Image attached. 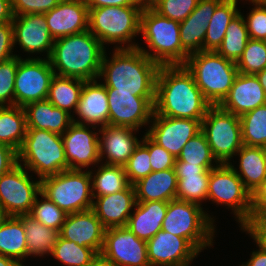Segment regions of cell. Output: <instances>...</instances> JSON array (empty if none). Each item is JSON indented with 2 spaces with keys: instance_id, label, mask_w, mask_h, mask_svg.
Instances as JSON below:
<instances>
[{
  "instance_id": "cell-25",
  "label": "cell",
  "mask_w": 266,
  "mask_h": 266,
  "mask_svg": "<svg viewBox=\"0 0 266 266\" xmlns=\"http://www.w3.org/2000/svg\"><path fill=\"white\" fill-rule=\"evenodd\" d=\"M94 199L97 201H93L92 210L106 229L126 226L136 204L135 188L130 184L117 193Z\"/></svg>"
},
{
  "instance_id": "cell-44",
  "label": "cell",
  "mask_w": 266,
  "mask_h": 266,
  "mask_svg": "<svg viewBox=\"0 0 266 266\" xmlns=\"http://www.w3.org/2000/svg\"><path fill=\"white\" fill-rule=\"evenodd\" d=\"M127 179L131 185L152 172L148 148L140 142L128 162L124 165Z\"/></svg>"
},
{
  "instance_id": "cell-48",
  "label": "cell",
  "mask_w": 266,
  "mask_h": 266,
  "mask_svg": "<svg viewBox=\"0 0 266 266\" xmlns=\"http://www.w3.org/2000/svg\"><path fill=\"white\" fill-rule=\"evenodd\" d=\"M253 5L245 20L249 38L266 41V5Z\"/></svg>"
},
{
  "instance_id": "cell-43",
  "label": "cell",
  "mask_w": 266,
  "mask_h": 266,
  "mask_svg": "<svg viewBox=\"0 0 266 266\" xmlns=\"http://www.w3.org/2000/svg\"><path fill=\"white\" fill-rule=\"evenodd\" d=\"M39 195L43 200L39 201L38 196L35 198L29 215L44 226L61 231L67 214L41 192Z\"/></svg>"
},
{
  "instance_id": "cell-9",
  "label": "cell",
  "mask_w": 266,
  "mask_h": 266,
  "mask_svg": "<svg viewBox=\"0 0 266 266\" xmlns=\"http://www.w3.org/2000/svg\"><path fill=\"white\" fill-rule=\"evenodd\" d=\"M89 170L67 169L41 180V193L66 214L92 209L93 196Z\"/></svg>"
},
{
  "instance_id": "cell-42",
  "label": "cell",
  "mask_w": 266,
  "mask_h": 266,
  "mask_svg": "<svg viewBox=\"0 0 266 266\" xmlns=\"http://www.w3.org/2000/svg\"><path fill=\"white\" fill-rule=\"evenodd\" d=\"M236 66L239 73L248 75L266 69V41L249 39Z\"/></svg>"
},
{
  "instance_id": "cell-56",
  "label": "cell",
  "mask_w": 266,
  "mask_h": 266,
  "mask_svg": "<svg viewBox=\"0 0 266 266\" xmlns=\"http://www.w3.org/2000/svg\"><path fill=\"white\" fill-rule=\"evenodd\" d=\"M11 0H0V25L13 21Z\"/></svg>"
},
{
  "instance_id": "cell-50",
  "label": "cell",
  "mask_w": 266,
  "mask_h": 266,
  "mask_svg": "<svg viewBox=\"0 0 266 266\" xmlns=\"http://www.w3.org/2000/svg\"><path fill=\"white\" fill-rule=\"evenodd\" d=\"M13 47L14 36L12 22L0 25V63L17 56L12 53Z\"/></svg>"
},
{
  "instance_id": "cell-40",
  "label": "cell",
  "mask_w": 266,
  "mask_h": 266,
  "mask_svg": "<svg viewBox=\"0 0 266 266\" xmlns=\"http://www.w3.org/2000/svg\"><path fill=\"white\" fill-rule=\"evenodd\" d=\"M50 255L62 262L64 266H86L99 254L94 249L86 246H79L75 242L59 236Z\"/></svg>"
},
{
  "instance_id": "cell-3",
  "label": "cell",
  "mask_w": 266,
  "mask_h": 266,
  "mask_svg": "<svg viewBox=\"0 0 266 266\" xmlns=\"http://www.w3.org/2000/svg\"><path fill=\"white\" fill-rule=\"evenodd\" d=\"M105 49L87 30L54 40L48 59L55 75L91 81L99 79Z\"/></svg>"
},
{
  "instance_id": "cell-28",
  "label": "cell",
  "mask_w": 266,
  "mask_h": 266,
  "mask_svg": "<svg viewBox=\"0 0 266 266\" xmlns=\"http://www.w3.org/2000/svg\"><path fill=\"white\" fill-rule=\"evenodd\" d=\"M26 113L27 129H41L62 135L73 123L67 111L55 107L47 99L23 107Z\"/></svg>"
},
{
  "instance_id": "cell-19",
  "label": "cell",
  "mask_w": 266,
  "mask_h": 266,
  "mask_svg": "<svg viewBox=\"0 0 266 266\" xmlns=\"http://www.w3.org/2000/svg\"><path fill=\"white\" fill-rule=\"evenodd\" d=\"M44 15L54 40L89 29V8L85 0H61Z\"/></svg>"
},
{
  "instance_id": "cell-27",
  "label": "cell",
  "mask_w": 266,
  "mask_h": 266,
  "mask_svg": "<svg viewBox=\"0 0 266 266\" xmlns=\"http://www.w3.org/2000/svg\"><path fill=\"white\" fill-rule=\"evenodd\" d=\"M214 167L215 164L197 166L175 161L174 168L178 180L176 199L202 205V200H207L210 169Z\"/></svg>"
},
{
  "instance_id": "cell-60",
  "label": "cell",
  "mask_w": 266,
  "mask_h": 266,
  "mask_svg": "<svg viewBox=\"0 0 266 266\" xmlns=\"http://www.w3.org/2000/svg\"><path fill=\"white\" fill-rule=\"evenodd\" d=\"M158 0H139L140 5L144 7H151L154 5Z\"/></svg>"
},
{
  "instance_id": "cell-7",
  "label": "cell",
  "mask_w": 266,
  "mask_h": 266,
  "mask_svg": "<svg viewBox=\"0 0 266 266\" xmlns=\"http://www.w3.org/2000/svg\"><path fill=\"white\" fill-rule=\"evenodd\" d=\"M142 6H114L89 9V31L103 44H129L115 48H137L131 43L140 34Z\"/></svg>"
},
{
  "instance_id": "cell-53",
  "label": "cell",
  "mask_w": 266,
  "mask_h": 266,
  "mask_svg": "<svg viewBox=\"0 0 266 266\" xmlns=\"http://www.w3.org/2000/svg\"><path fill=\"white\" fill-rule=\"evenodd\" d=\"M266 212V179L251 193V219Z\"/></svg>"
},
{
  "instance_id": "cell-24",
  "label": "cell",
  "mask_w": 266,
  "mask_h": 266,
  "mask_svg": "<svg viewBox=\"0 0 266 266\" xmlns=\"http://www.w3.org/2000/svg\"><path fill=\"white\" fill-rule=\"evenodd\" d=\"M74 112L81 119L75 120L73 117L74 123L91 125L92 129H96L99 124L101 127L109 125L108 97L103 83H97V80L85 81Z\"/></svg>"
},
{
  "instance_id": "cell-2",
  "label": "cell",
  "mask_w": 266,
  "mask_h": 266,
  "mask_svg": "<svg viewBox=\"0 0 266 266\" xmlns=\"http://www.w3.org/2000/svg\"><path fill=\"white\" fill-rule=\"evenodd\" d=\"M111 59L106 52L99 78H104L106 91L133 92L141 97H155L160 65L138 48H115Z\"/></svg>"
},
{
  "instance_id": "cell-49",
  "label": "cell",
  "mask_w": 266,
  "mask_h": 266,
  "mask_svg": "<svg viewBox=\"0 0 266 266\" xmlns=\"http://www.w3.org/2000/svg\"><path fill=\"white\" fill-rule=\"evenodd\" d=\"M61 0H11L14 16L23 14H45L56 7Z\"/></svg>"
},
{
  "instance_id": "cell-55",
  "label": "cell",
  "mask_w": 266,
  "mask_h": 266,
  "mask_svg": "<svg viewBox=\"0 0 266 266\" xmlns=\"http://www.w3.org/2000/svg\"><path fill=\"white\" fill-rule=\"evenodd\" d=\"M256 244L259 249L252 252L251 258L244 266H266V248L262 247L257 242Z\"/></svg>"
},
{
  "instance_id": "cell-39",
  "label": "cell",
  "mask_w": 266,
  "mask_h": 266,
  "mask_svg": "<svg viewBox=\"0 0 266 266\" xmlns=\"http://www.w3.org/2000/svg\"><path fill=\"white\" fill-rule=\"evenodd\" d=\"M242 143L250 147L266 146V104L240 116Z\"/></svg>"
},
{
  "instance_id": "cell-1",
  "label": "cell",
  "mask_w": 266,
  "mask_h": 266,
  "mask_svg": "<svg viewBox=\"0 0 266 266\" xmlns=\"http://www.w3.org/2000/svg\"><path fill=\"white\" fill-rule=\"evenodd\" d=\"M211 104L185 65H162L156 79L154 113L202 121Z\"/></svg>"
},
{
  "instance_id": "cell-20",
  "label": "cell",
  "mask_w": 266,
  "mask_h": 266,
  "mask_svg": "<svg viewBox=\"0 0 266 266\" xmlns=\"http://www.w3.org/2000/svg\"><path fill=\"white\" fill-rule=\"evenodd\" d=\"M14 45L18 42L21 48L29 53L46 52V59L50 57L54 39L44 14H23L14 16L13 21Z\"/></svg>"
},
{
  "instance_id": "cell-6",
  "label": "cell",
  "mask_w": 266,
  "mask_h": 266,
  "mask_svg": "<svg viewBox=\"0 0 266 266\" xmlns=\"http://www.w3.org/2000/svg\"><path fill=\"white\" fill-rule=\"evenodd\" d=\"M17 154L18 164L36 173L39 180L69 169L61 135L48 130L27 129Z\"/></svg>"
},
{
  "instance_id": "cell-21",
  "label": "cell",
  "mask_w": 266,
  "mask_h": 266,
  "mask_svg": "<svg viewBox=\"0 0 266 266\" xmlns=\"http://www.w3.org/2000/svg\"><path fill=\"white\" fill-rule=\"evenodd\" d=\"M106 228L90 209L67 214L60 236L79 246L94 249L99 255L103 249Z\"/></svg>"
},
{
  "instance_id": "cell-17",
  "label": "cell",
  "mask_w": 266,
  "mask_h": 266,
  "mask_svg": "<svg viewBox=\"0 0 266 266\" xmlns=\"http://www.w3.org/2000/svg\"><path fill=\"white\" fill-rule=\"evenodd\" d=\"M150 266H189L199 251L185 238L160 230L147 241Z\"/></svg>"
},
{
  "instance_id": "cell-36",
  "label": "cell",
  "mask_w": 266,
  "mask_h": 266,
  "mask_svg": "<svg viewBox=\"0 0 266 266\" xmlns=\"http://www.w3.org/2000/svg\"><path fill=\"white\" fill-rule=\"evenodd\" d=\"M238 0H223L215 9L212 19L207 25L204 39V51H217L225 37L231 20L238 15Z\"/></svg>"
},
{
  "instance_id": "cell-52",
  "label": "cell",
  "mask_w": 266,
  "mask_h": 266,
  "mask_svg": "<svg viewBox=\"0 0 266 266\" xmlns=\"http://www.w3.org/2000/svg\"><path fill=\"white\" fill-rule=\"evenodd\" d=\"M18 164L17 151L0 143V177Z\"/></svg>"
},
{
  "instance_id": "cell-12",
  "label": "cell",
  "mask_w": 266,
  "mask_h": 266,
  "mask_svg": "<svg viewBox=\"0 0 266 266\" xmlns=\"http://www.w3.org/2000/svg\"><path fill=\"white\" fill-rule=\"evenodd\" d=\"M40 192L41 180L31 181L26 168L17 164L0 177L1 210L5 216L29 214Z\"/></svg>"
},
{
  "instance_id": "cell-38",
  "label": "cell",
  "mask_w": 266,
  "mask_h": 266,
  "mask_svg": "<svg viewBox=\"0 0 266 266\" xmlns=\"http://www.w3.org/2000/svg\"><path fill=\"white\" fill-rule=\"evenodd\" d=\"M249 39L245 17L239 13L229 23L217 52L227 60L237 63Z\"/></svg>"
},
{
  "instance_id": "cell-35",
  "label": "cell",
  "mask_w": 266,
  "mask_h": 266,
  "mask_svg": "<svg viewBox=\"0 0 266 266\" xmlns=\"http://www.w3.org/2000/svg\"><path fill=\"white\" fill-rule=\"evenodd\" d=\"M85 80L54 75L50 82L47 100L55 107L67 111H76Z\"/></svg>"
},
{
  "instance_id": "cell-32",
  "label": "cell",
  "mask_w": 266,
  "mask_h": 266,
  "mask_svg": "<svg viewBox=\"0 0 266 266\" xmlns=\"http://www.w3.org/2000/svg\"><path fill=\"white\" fill-rule=\"evenodd\" d=\"M0 254L16 260L27 257V244L22 219L18 216H5L0 222Z\"/></svg>"
},
{
  "instance_id": "cell-30",
  "label": "cell",
  "mask_w": 266,
  "mask_h": 266,
  "mask_svg": "<svg viewBox=\"0 0 266 266\" xmlns=\"http://www.w3.org/2000/svg\"><path fill=\"white\" fill-rule=\"evenodd\" d=\"M134 207L136 209L128 218L126 227L139 239L147 242L158 231L162 230V222L166 215L168 202H136Z\"/></svg>"
},
{
  "instance_id": "cell-33",
  "label": "cell",
  "mask_w": 266,
  "mask_h": 266,
  "mask_svg": "<svg viewBox=\"0 0 266 266\" xmlns=\"http://www.w3.org/2000/svg\"><path fill=\"white\" fill-rule=\"evenodd\" d=\"M27 133L24 108L19 106H0V143L20 150Z\"/></svg>"
},
{
  "instance_id": "cell-51",
  "label": "cell",
  "mask_w": 266,
  "mask_h": 266,
  "mask_svg": "<svg viewBox=\"0 0 266 266\" xmlns=\"http://www.w3.org/2000/svg\"><path fill=\"white\" fill-rule=\"evenodd\" d=\"M258 244L266 248V212L255 215L243 228Z\"/></svg>"
},
{
  "instance_id": "cell-47",
  "label": "cell",
  "mask_w": 266,
  "mask_h": 266,
  "mask_svg": "<svg viewBox=\"0 0 266 266\" xmlns=\"http://www.w3.org/2000/svg\"><path fill=\"white\" fill-rule=\"evenodd\" d=\"M141 142L148 148L153 172L174 168L176 159L173 155L155 143L147 134L143 136Z\"/></svg>"
},
{
  "instance_id": "cell-13",
  "label": "cell",
  "mask_w": 266,
  "mask_h": 266,
  "mask_svg": "<svg viewBox=\"0 0 266 266\" xmlns=\"http://www.w3.org/2000/svg\"><path fill=\"white\" fill-rule=\"evenodd\" d=\"M54 75L49 59L19 57L14 86V105L23 108L30 103L46 100Z\"/></svg>"
},
{
  "instance_id": "cell-61",
  "label": "cell",
  "mask_w": 266,
  "mask_h": 266,
  "mask_svg": "<svg viewBox=\"0 0 266 266\" xmlns=\"http://www.w3.org/2000/svg\"><path fill=\"white\" fill-rule=\"evenodd\" d=\"M249 1L258 5H266V0H249Z\"/></svg>"
},
{
  "instance_id": "cell-22",
  "label": "cell",
  "mask_w": 266,
  "mask_h": 266,
  "mask_svg": "<svg viewBox=\"0 0 266 266\" xmlns=\"http://www.w3.org/2000/svg\"><path fill=\"white\" fill-rule=\"evenodd\" d=\"M264 104H266V93L256 75L239 73L228 95L219 106L240 117Z\"/></svg>"
},
{
  "instance_id": "cell-59",
  "label": "cell",
  "mask_w": 266,
  "mask_h": 266,
  "mask_svg": "<svg viewBox=\"0 0 266 266\" xmlns=\"http://www.w3.org/2000/svg\"><path fill=\"white\" fill-rule=\"evenodd\" d=\"M256 77L259 80V83L263 87L265 93H266V69L260 71L259 73L256 74Z\"/></svg>"
},
{
  "instance_id": "cell-62",
  "label": "cell",
  "mask_w": 266,
  "mask_h": 266,
  "mask_svg": "<svg viewBox=\"0 0 266 266\" xmlns=\"http://www.w3.org/2000/svg\"><path fill=\"white\" fill-rule=\"evenodd\" d=\"M5 217L4 213L2 212L1 210V207H0V222L2 221V219Z\"/></svg>"
},
{
  "instance_id": "cell-57",
  "label": "cell",
  "mask_w": 266,
  "mask_h": 266,
  "mask_svg": "<svg viewBox=\"0 0 266 266\" xmlns=\"http://www.w3.org/2000/svg\"><path fill=\"white\" fill-rule=\"evenodd\" d=\"M86 266H115L108 260L104 259L101 255H98L91 263Z\"/></svg>"
},
{
  "instance_id": "cell-14",
  "label": "cell",
  "mask_w": 266,
  "mask_h": 266,
  "mask_svg": "<svg viewBox=\"0 0 266 266\" xmlns=\"http://www.w3.org/2000/svg\"><path fill=\"white\" fill-rule=\"evenodd\" d=\"M100 255L115 266H150L147 242L126 226L106 229Z\"/></svg>"
},
{
  "instance_id": "cell-45",
  "label": "cell",
  "mask_w": 266,
  "mask_h": 266,
  "mask_svg": "<svg viewBox=\"0 0 266 266\" xmlns=\"http://www.w3.org/2000/svg\"><path fill=\"white\" fill-rule=\"evenodd\" d=\"M199 0H158L151 8L159 15L177 22L185 20Z\"/></svg>"
},
{
  "instance_id": "cell-11",
  "label": "cell",
  "mask_w": 266,
  "mask_h": 266,
  "mask_svg": "<svg viewBox=\"0 0 266 266\" xmlns=\"http://www.w3.org/2000/svg\"><path fill=\"white\" fill-rule=\"evenodd\" d=\"M207 199L231 208L242 229L251 221V193L232 163L217 164L210 169Z\"/></svg>"
},
{
  "instance_id": "cell-4",
  "label": "cell",
  "mask_w": 266,
  "mask_h": 266,
  "mask_svg": "<svg viewBox=\"0 0 266 266\" xmlns=\"http://www.w3.org/2000/svg\"><path fill=\"white\" fill-rule=\"evenodd\" d=\"M140 33L145 38L149 53L137 46L152 61L162 65H184L189 54L182 48L180 22L163 17L151 7H144L140 16Z\"/></svg>"
},
{
  "instance_id": "cell-54",
  "label": "cell",
  "mask_w": 266,
  "mask_h": 266,
  "mask_svg": "<svg viewBox=\"0 0 266 266\" xmlns=\"http://www.w3.org/2000/svg\"><path fill=\"white\" fill-rule=\"evenodd\" d=\"M89 9L114 6H141L139 0H85Z\"/></svg>"
},
{
  "instance_id": "cell-23",
  "label": "cell",
  "mask_w": 266,
  "mask_h": 266,
  "mask_svg": "<svg viewBox=\"0 0 266 266\" xmlns=\"http://www.w3.org/2000/svg\"><path fill=\"white\" fill-rule=\"evenodd\" d=\"M100 128L98 131L102 134L99 138L100 162L107 157L104 164L124 166L141 142L133 133L138 130L112 125Z\"/></svg>"
},
{
  "instance_id": "cell-15",
  "label": "cell",
  "mask_w": 266,
  "mask_h": 266,
  "mask_svg": "<svg viewBox=\"0 0 266 266\" xmlns=\"http://www.w3.org/2000/svg\"><path fill=\"white\" fill-rule=\"evenodd\" d=\"M107 97L109 125L139 130L152 122L155 97H141L124 91H107Z\"/></svg>"
},
{
  "instance_id": "cell-10",
  "label": "cell",
  "mask_w": 266,
  "mask_h": 266,
  "mask_svg": "<svg viewBox=\"0 0 266 266\" xmlns=\"http://www.w3.org/2000/svg\"><path fill=\"white\" fill-rule=\"evenodd\" d=\"M201 131L220 164L230 163L231 158L243 146L240 117L219 105L208 108L201 121Z\"/></svg>"
},
{
  "instance_id": "cell-46",
  "label": "cell",
  "mask_w": 266,
  "mask_h": 266,
  "mask_svg": "<svg viewBox=\"0 0 266 266\" xmlns=\"http://www.w3.org/2000/svg\"><path fill=\"white\" fill-rule=\"evenodd\" d=\"M18 62L19 56L17 55L0 63V106H5L8 103V106H14V86Z\"/></svg>"
},
{
  "instance_id": "cell-18",
  "label": "cell",
  "mask_w": 266,
  "mask_h": 266,
  "mask_svg": "<svg viewBox=\"0 0 266 266\" xmlns=\"http://www.w3.org/2000/svg\"><path fill=\"white\" fill-rule=\"evenodd\" d=\"M89 127L73 122L61 135L69 169L82 170L100 162L99 134Z\"/></svg>"
},
{
  "instance_id": "cell-58",
  "label": "cell",
  "mask_w": 266,
  "mask_h": 266,
  "mask_svg": "<svg viewBox=\"0 0 266 266\" xmlns=\"http://www.w3.org/2000/svg\"><path fill=\"white\" fill-rule=\"evenodd\" d=\"M0 266H22L16 260L0 254Z\"/></svg>"
},
{
  "instance_id": "cell-16",
  "label": "cell",
  "mask_w": 266,
  "mask_h": 266,
  "mask_svg": "<svg viewBox=\"0 0 266 266\" xmlns=\"http://www.w3.org/2000/svg\"><path fill=\"white\" fill-rule=\"evenodd\" d=\"M146 134L159 146L166 149L176 159L183 146L201 131V121L189 118H175L156 115Z\"/></svg>"
},
{
  "instance_id": "cell-8",
  "label": "cell",
  "mask_w": 266,
  "mask_h": 266,
  "mask_svg": "<svg viewBox=\"0 0 266 266\" xmlns=\"http://www.w3.org/2000/svg\"><path fill=\"white\" fill-rule=\"evenodd\" d=\"M213 218L201 205L183 200H170L162 230L187 239L199 252L212 246L215 231Z\"/></svg>"
},
{
  "instance_id": "cell-26",
  "label": "cell",
  "mask_w": 266,
  "mask_h": 266,
  "mask_svg": "<svg viewBox=\"0 0 266 266\" xmlns=\"http://www.w3.org/2000/svg\"><path fill=\"white\" fill-rule=\"evenodd\" d=\"M223 0H199L193 12L180 22L182 48L190 55L204 51L207 25Z\"/></svg>"
},
{
  "instance_id": "cell-34",
  "label": "cell",
  "mask_w": 266,
  "mask_h": 266,
  "mask_svg": "<svg viewBox=\"0 0 266 266\" xmlns=\"http://www.w3.org/2000/svg\"><path fill=\"white\" fill-rule=\"evenodd\" d=\"M19 217L25 229L27 257L51 254L60 236V231L44 226L29 214Z\"/></svg>"
},
{
  "instance_id": "cell-31",
  "label": "cell",
  "mask_w": 266,
  "mask_h": 266,
  "mask_svg": "<svg viewBox=\"0 0 266 266\" xmlns=\"http://www.w3.org/2000/svg\"><path fill=\"white\" fill-rule=\"evenodd\" d=\"M239 169L235 172L242 180L244 187L252 193L266 179V155L262 147L243 145L237 152ZM240 172V173H239Z\"/></svg>"
},
{
  "instance_id": "cell-29",
  "label": "cell",
  "mask_w": 266,
  "mask_h": 266,
  "mask_svg": "<svg viewBox=\"0 0 266 266\" xmlns=\"http://www.w3.org/2000/svg\"><path fill=\"white\" fill-rule=\"evenodd\" d=\"M177 184L175 168L152 171L134 184L136 202L174 200L176 199Z\"/></svg>"
},
{
  "instance_id": "cell-5",
  "label": "cell",
  "mask_w": 266,
  "mask_h": 266,
  "mask_svg": "<svg viewBox=\"0 0 266 266\" xmlns=\"http://www.w3.org/2000/svg\"><path fill=\"white\" fill-rule=\"evenodd\" d=\"M185 67L211 105H219L228 95L239 74L236 63L217 51H200L188 56Z\"/></svg>"
},
{
  "instance_id": "cell-37",
  "label": "cell",
  "mask_w": 266,
  "mask_h": 266,
  "mask_svg": "<svg viewBox=\"0 0 266 266\" xmlns=\"http://www.w3.org/2000/svg\"><path fill=\"white\" fill-rule=\"evenodd\" d=\"M89 172L91 179H93L91 181L93 199L95 197L117 193L130 185L125 168L121 165L100 164L94 176L91 170Z\"/></svg>"
},
{
  "instance_id": "cell-41",
  "label": "cell",
  "mask_w": 266,
  "mask_h": 266,
  "mask_svg": "<svg viewBox=\"0 0 266 266\" xmlns=\"http://www.w3.org/2000/svg\"><path fill=\"white\" fill-rule=\"evenodd\" d=\"M175 161H183L186 164L197 166H213L212 162L220 164L212 154L211 147L202 131L183 146L180 155Z\"/></svg>"
}]
</instances>
